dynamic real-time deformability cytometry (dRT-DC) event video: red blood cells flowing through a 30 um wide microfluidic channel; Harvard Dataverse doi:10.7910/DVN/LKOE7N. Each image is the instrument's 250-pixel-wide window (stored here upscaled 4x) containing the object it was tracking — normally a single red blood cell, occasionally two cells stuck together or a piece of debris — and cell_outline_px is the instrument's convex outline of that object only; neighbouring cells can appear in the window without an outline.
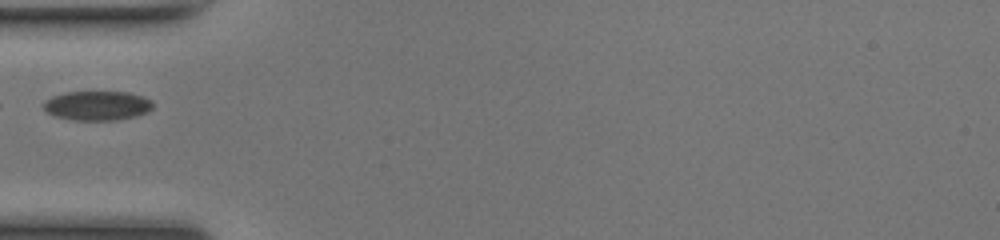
{"species": "common noctule bat (a hibernating species)", "species_latin": "Nyctalus noctula", "temperature_condition": "room temperature", "stored_images_in_passage": 27, "camera_frame_rate_fps": 3000, "um_per_image_px": 0.085, "animal": {"sex": "female", "body_mass_g": 17.0, "forearm_length_mm": 48.0}, "frame": {"image": 1, "passage_image": 1, "time_ms": 0.0, "image_size_px": [1000, 240], "cell_outline_px": [[152, 108], [148, 112], [136, 116], [116, 120], [72, 120], [56, 116], [48, 112], [44, 108], [44, 104], [52, 96], [64, 92], [128, 92], [152, 100]], "centroid_in_image_um": [8.29, 8.98], "position_along_channel_um": 76.7, "area_um2": 18.55}}
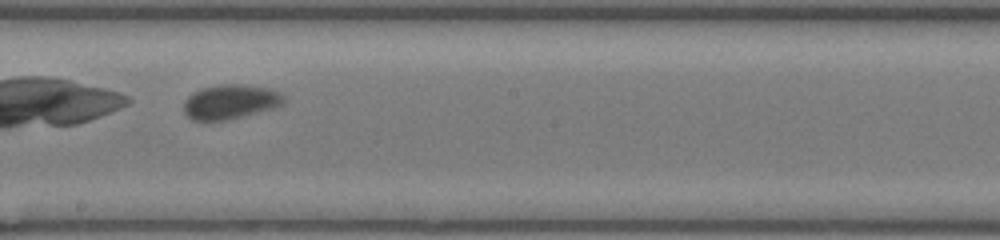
{"frame": {"image": 2, "passage_image": 12, "time_ms": 3.667, "image_size_px": [1000, 240], "cell_outline_px": [[288, 100], [284, 104], [272, 108], [224, 120], [192, 120], [184, 112], [184, 100], [192, 92], [200, 88], [224, 84], [240, 84], [268, 88], [280, 92]], "centroid_in_image_um": [19.58, 8.63], "position_along_channel_um": 228.6, "area_um2": 20.0}}
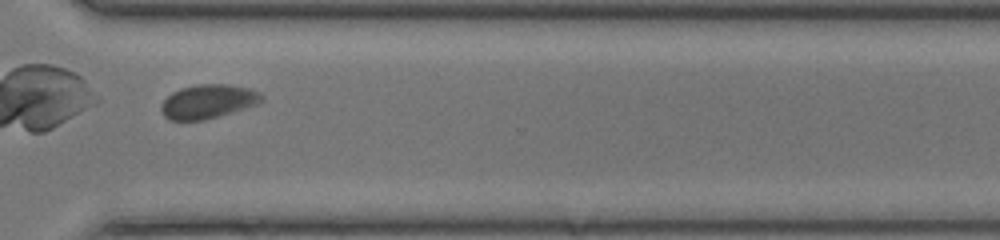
{"frame": {"image": 3, "passage_image": 21, "time_ms": 6.667, "image_size_px": [1000, 240], "cell_outline_px": [[264, 96], [256, 104], [244, 108], [204, 120], [168, 120], [164, 116], [160, 108], [164, 100], [172, 92], [180, 88], [200, 84], [228, 84], [248, 88], [260, 92]], "centroid_in_image_um": [17.65, 8.62], "position_along_channel_um": 353.0, "area_um2": 19.65}}